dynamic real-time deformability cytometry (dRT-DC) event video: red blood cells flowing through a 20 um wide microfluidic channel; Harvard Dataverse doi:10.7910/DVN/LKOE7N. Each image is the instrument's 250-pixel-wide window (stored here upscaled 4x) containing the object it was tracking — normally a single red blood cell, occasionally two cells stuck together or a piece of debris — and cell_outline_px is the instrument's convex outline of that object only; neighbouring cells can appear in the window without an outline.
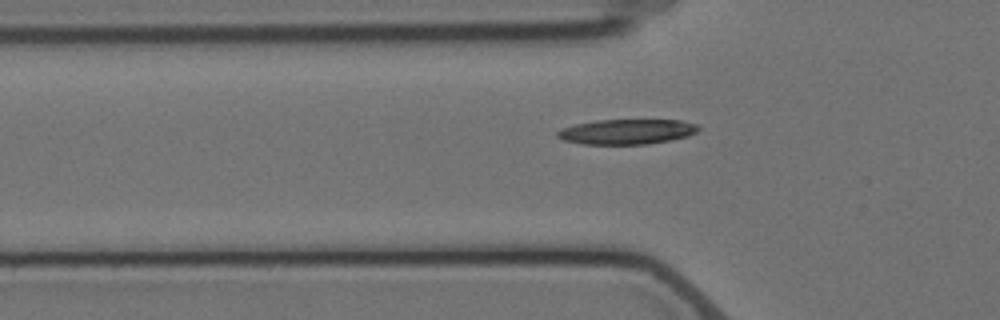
{"species": "Egyptian fruit bat (a non-hibernating species)", "species_latin": "Rousettus aegyptiacus", "temperature_condition": "cold", "stored_images_in_passage": 3, "segment_of_instrument_passage": [2, 2], "camera_frame_rate_fps": 3000, "um_per_image_px": 0.085, "animal": {"sex": "female"}, "frame": {"image": 1, "passage_image": 3, "time_ms": 2.333, "image_size_px": [1000, 320], "cell_outline_px": [[700, 128], [696, 132], [688, 136], [672, 140], [648, 144], [580, 144], [564, 140], [556, 136], [556, 132], [564, 128], [576, 124], [596, 120], [680, 120], [700, 124]], "centroid_in_image_um": [53.33, 11.19], "position_along_channel_um": 72.5, "area_um2": 20.69}}